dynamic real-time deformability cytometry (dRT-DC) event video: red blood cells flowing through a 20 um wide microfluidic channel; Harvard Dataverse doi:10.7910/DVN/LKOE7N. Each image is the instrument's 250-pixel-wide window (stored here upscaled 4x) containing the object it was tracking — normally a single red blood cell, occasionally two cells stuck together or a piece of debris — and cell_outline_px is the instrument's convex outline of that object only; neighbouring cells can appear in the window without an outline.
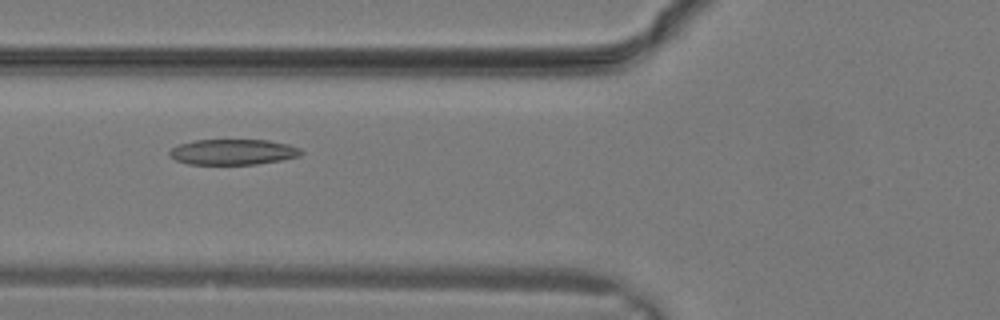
{"species": "common noctule bat (a hibernating species)", "species_latin": "Nyctalus noctula", "temperature_condition": "warm", "stored_images_in_passage": 22, "camera_frame_rate_fps": 3000, "um_per_image_px": 0.085, "animal": {"sex": "male", "body_mass_g": 19.2, "forearm_length_mm": 51.8}, "frame": {"image": 1, "passage_image": 3, "time_ms": 0.667, "image_size_px": [1000, 320], "cell_outline_px": [[304, 152], [300, 156], [280, 160], [256, 164], [188, 164], [176, 160], [168, 152], [172, 148], [180, 144], [196, 140], [268, 140], [288, 144], [300, 148]], "centroid_in_image_um": [19.84, 12.91], "position_along_channel_um": 106.0, "area_um2": 19.48}}
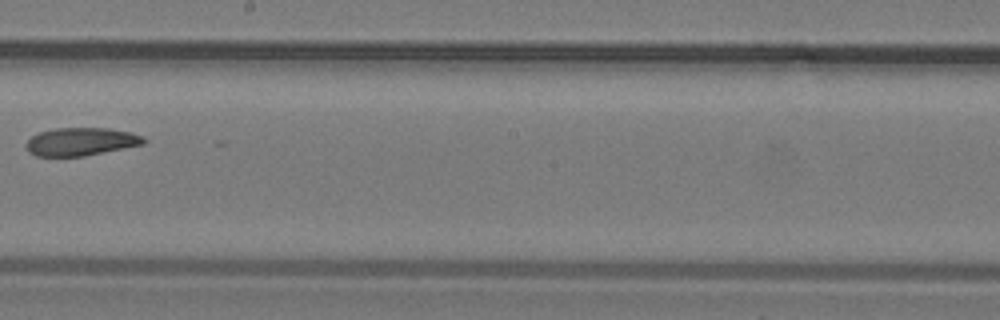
{"frame": {"image": 2, "passage_image": 9, "time_ms": 2.667, "image_size_px": [1000, 320], "cell_outline_px": [[144, 144], [84, 156], [36, 156], [28, 152], [24, 144], [32, 136], [40, 132], [56, 128], [108, 128], [132, 132], [144, 136]], "centroid_in_image_um": [6.87, 12.04], "position_along_channel_um": 241.3, "area_um2": 19.19}}
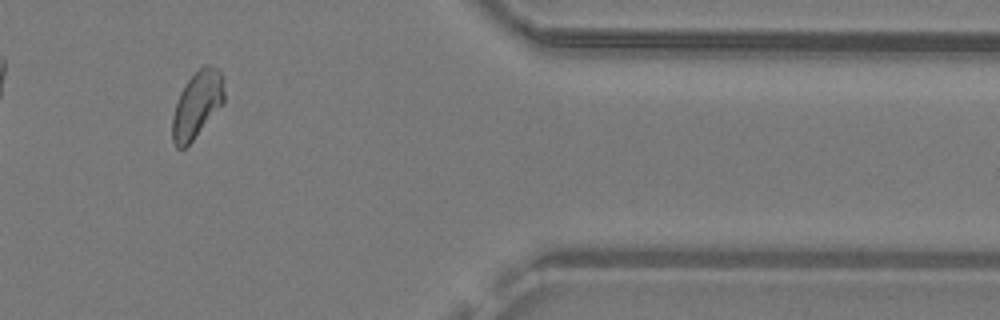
{"frame": {"image": 3, "passage_image": 17, "time_ms": 5.333, "image_size_px": [1000, 320], "cell_outline_px": [[224, 104], [192, 140], [184, 148], [176, 148], [172, 140], [172, 116], [180, 92], [188, 80], [204, 64], [208, 64], [216, 68], [220, 72], [224, 92]], "centroid_in_image_um": [16.74, 8.9], "position_along_channel_um": 394.7, "area_um2": 19.88}}